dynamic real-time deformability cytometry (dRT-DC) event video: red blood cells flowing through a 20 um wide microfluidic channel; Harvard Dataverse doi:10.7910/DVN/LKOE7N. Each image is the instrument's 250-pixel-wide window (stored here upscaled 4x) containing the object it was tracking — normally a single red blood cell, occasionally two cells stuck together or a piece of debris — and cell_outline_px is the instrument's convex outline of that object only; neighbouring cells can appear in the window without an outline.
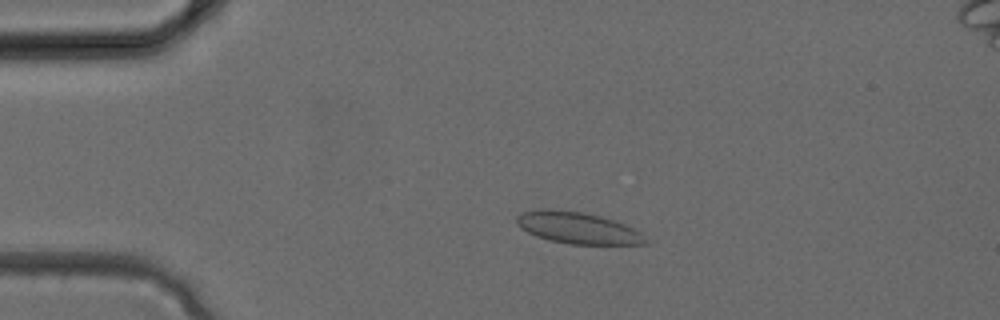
{"species": "common noctule bat (a hibernating species)", "species_latin": "Nyctalus noctula", "temperature_condition": "cold", "stored_images_in_passage": 2, "camera_frame_rate_fps": 3000, "um_per_image_px": 0.085, "animal": {"sex": "female", "body_mass_g": 24.6, "forearm_length_mm": 56.2}, "frame": {"image": 1, "passage_image": 1, "time_ms": 0.0, "image_size_px": [1000, 320], "cell_outline_px": [[648, 244], [572, 244], [548, 240], [536, 236], [520, 228], [516, 224], [516, 216], [524, 212], [544, 208], [580, 212], [600, 216], [636, 228], [648, 240]], "centroid_in_image_um": [49.11, 19.38], "position_along_channel_um": 35.9, "area_um2": 23.64}}